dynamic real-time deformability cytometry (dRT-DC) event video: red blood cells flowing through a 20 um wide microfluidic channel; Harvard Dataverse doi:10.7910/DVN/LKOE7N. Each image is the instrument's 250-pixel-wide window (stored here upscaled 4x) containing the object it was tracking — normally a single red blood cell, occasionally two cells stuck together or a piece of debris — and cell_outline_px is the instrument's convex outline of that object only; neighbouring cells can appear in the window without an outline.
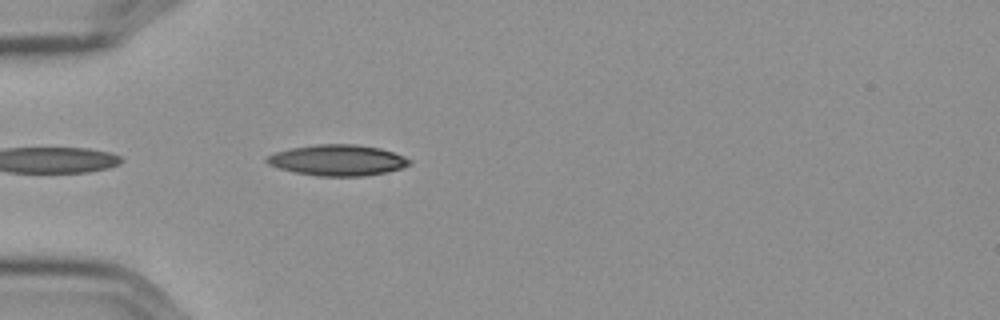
{"species": "Egyptian fruit bat (a non-hibernating species)", "species_latin": "Rousettus aegyptiacus", "temperature_condition": "cold", "stored_images_in_passage": 8, "camera_frame_rate_fps": 3000, "um_per_image_px": 0.085, "frame": {"image": 1, "passage_image": 3, "time_ms": 0.667, "image_size_px": [1000, 320], "cell_outline_px": [[412, 164], [400, 168], [384, 172], [360, 176], [316, 176], [296, 172], [280, 168], [268, 164], [264, 160], [268, 156], [276, 152], [292, 148], [316, 144], [356, 144], [380, 148], [392, 152], [412, 160]], "centroid_in_image_um": [28.69, 13.61], "position_along_channel_um": 56.3, "area_um2": 25.43}}
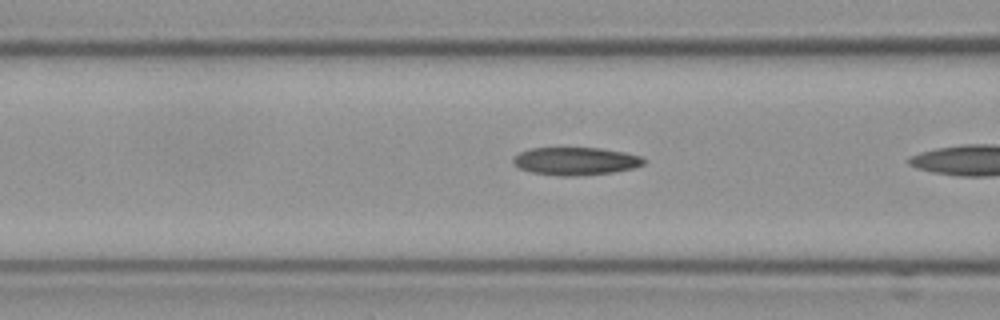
{"frame": {"image": 2, "passage_image": 6, "time_ms": 1.667, "image_size_px": [1000, 320], "cell_outline_px": [[644, 164], [632, 168], [612, 172], [572, 176], [560, 176], [532, 172], [520, 168], [512, 160], [520, 152], [532, 148], [600, 148], [624, 152], [640, 156], [644, 160]], "centroid_in_image_um": [48.93, 13.69], "position_along_channel_um": 117.7, "area_um2": 20.81}}